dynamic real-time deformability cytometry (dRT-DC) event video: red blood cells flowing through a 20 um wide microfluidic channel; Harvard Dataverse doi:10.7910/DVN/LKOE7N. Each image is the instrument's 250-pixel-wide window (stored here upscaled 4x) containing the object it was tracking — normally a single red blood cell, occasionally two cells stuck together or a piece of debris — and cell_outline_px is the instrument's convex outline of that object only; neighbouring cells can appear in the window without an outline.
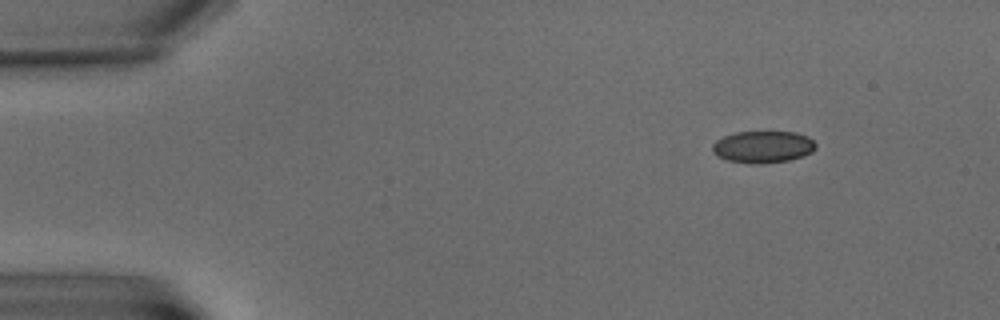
{"species": "common noctule bat (a hibernating species)", "species_latin": "Nyctalus noctula", "temperature_condition": "warm", "stored_images_in_passage": 4, "camera_frame_rate_fps": 3000, "um_per_image_px": 0.085, "animal": {"sex": "male", "body_mass_g": 15.6}, "frame": {"image": 1, "passage_image": 1, "time_ms": 0.0, "image_size_px": [1000, 320], "cell_outline_px": [[816, 148], [812, 152], [804, 156], [788, 160], [760, 164], [748, 164], [728, 160], [716, 156], [712, 152], [712, 144], [716, 140], [724, 136], [736, 132], [796, 132], [808, 136], [816, 144]], "centroid_in_image_um": [64.84, 12.49], "position_along_channel_um": 20.2, "area_um2": 19.42}}
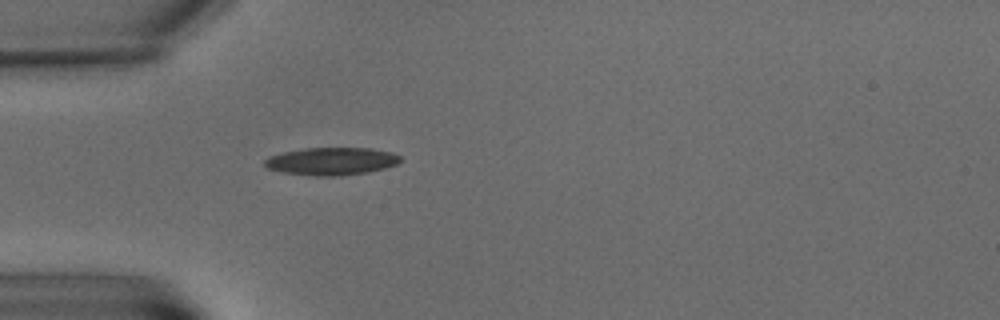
{"frame": {"image": 2, "passage_image": 4, "time_ms": 4.333, "image_size_px": [1000, 320], "cell_outline_px": [[400, 160], [396, 164], [384, 168], [368, 172], [340, 176], [316, 176], [284, 172], [264, 168], [264, 160], [268, 156], [284, 152], [304, 148], [372, 148], [392, 152], [400, 156]], "centroid_in_image_um": [28.15, 13.7], "position_along_channel_um": 56.8, "area_um2": 21.91}}